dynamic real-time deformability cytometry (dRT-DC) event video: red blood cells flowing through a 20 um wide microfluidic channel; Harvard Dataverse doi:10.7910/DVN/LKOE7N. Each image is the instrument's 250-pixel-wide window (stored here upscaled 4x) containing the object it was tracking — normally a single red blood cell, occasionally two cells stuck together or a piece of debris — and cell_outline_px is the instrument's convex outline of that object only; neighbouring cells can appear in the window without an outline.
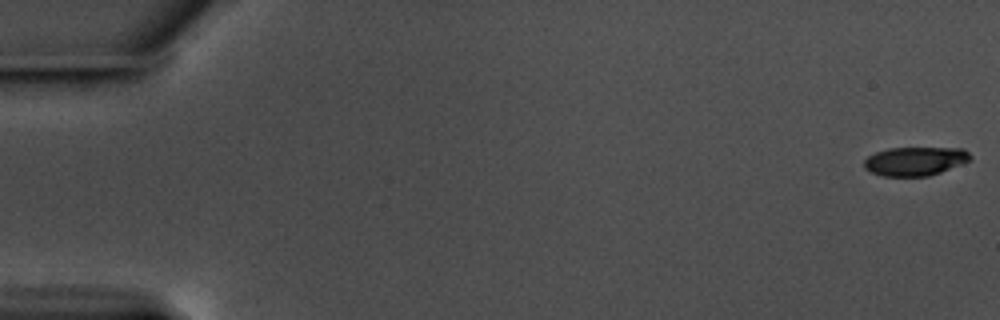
{"species": "common noctule bat (a hibernating species)", "species_latin": "Nyctalus noctula", "temperature_condition": "warm", "stored_images_in_passage": 58, "camera_frame_rate_fps": 3000, "um_per_image_px": 0.085, "animal": {"sex": "male", "body_mass_g": 17.5, "forearm_length_mm": 52.3}, "frame": {"image": 1, "passage_image": 1, "time_ms": 0.0, "image_size_px": [1000, 320], "cell_outline_px": [[972, 160], [940, 172], [928, 176], [884, 176], [868, 172], [864, 168], [864, 160], [868, 156], [876, 152], [888, 148], [964, 148], [972, 156]], "centroid_in_image_um": [77.78, 13.7], "position_along_channel_um": 7.2, "area_um2": 17.92}}
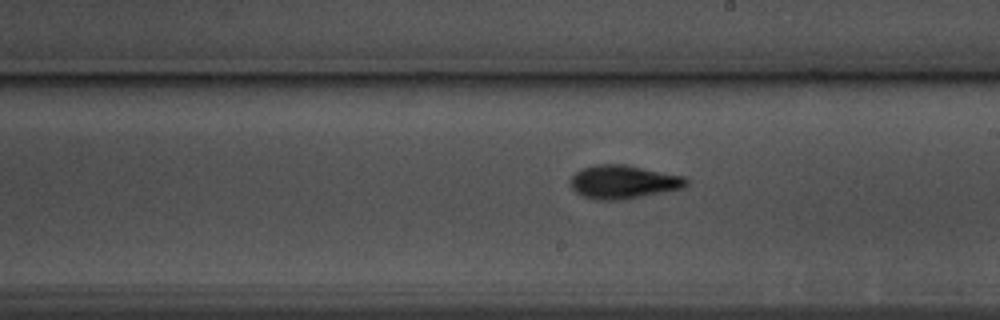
{"frame": {"image": 2, "passage_image": 34, "time_ms": 11.0, "image_size_px": [1000, 320], "cell_outline_px": [[688, 184], [684, 188], [628, 200], [596, 200], [584, 196], [576, 192], [568, 184], [572, 176], [576, 172], [584, 168], [596, 164], [624, 164], [684, 176], [688, 180]], "centroid_in_image_um": [53.0, 15.48], "position_along_channel_um": 236.0, "area_um2": 22.89}}
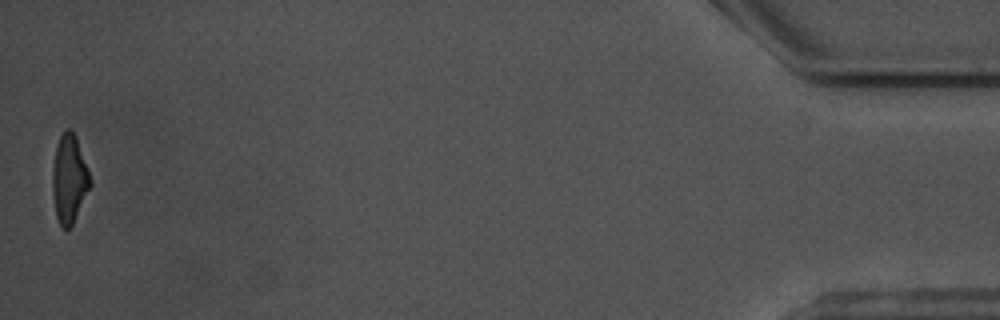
{"frame": {"image": 3, "passage_image": 58, "time_ms": 19.0, "image_size_px": [1000, 320], "cell_outline_px": [[92, 184], [72, 224], [68, 228], [64, 228], [60, 224], [56, 216], [52, 192], [52, 168], [56, 144], [60, 136], [68, 128], [72, 128], [76, 136]], "centroid_in_image_um": [5.86, 15.18], "position_along_channel_um": 429.3, "area_um2": 19.19}, "authors_computed_cell_mechanics": {"area_um2": 20.3745, "velocity_mm_per_s": 3.5555, "shape_relaxation_time_tau1_ms": 3.6261, "shape_relaxation_time_tau2_ms": 3.2067, "deformation_change_tau1": 0.1521, "deformation_change_tau2": 0.1072}}